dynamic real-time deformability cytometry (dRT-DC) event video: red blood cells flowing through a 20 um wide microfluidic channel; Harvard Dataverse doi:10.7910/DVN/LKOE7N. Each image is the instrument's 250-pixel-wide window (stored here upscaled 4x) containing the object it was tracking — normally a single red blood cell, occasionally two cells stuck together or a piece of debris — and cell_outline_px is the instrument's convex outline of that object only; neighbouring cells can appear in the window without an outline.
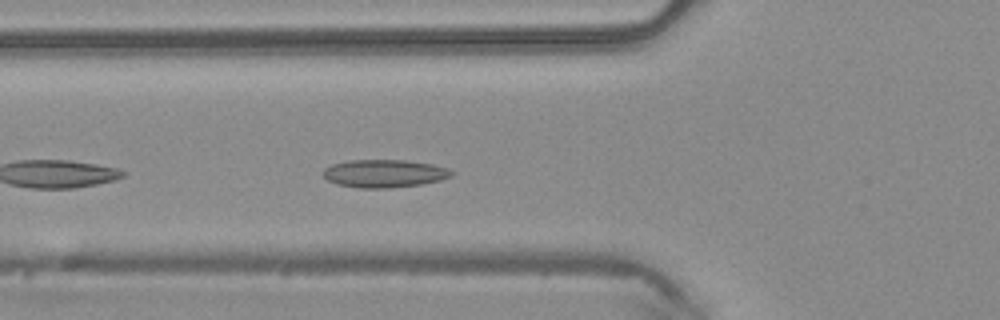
{"species": "common noctule bat (a hibernating species)", "species_latin": "Nyctalus noctula", "temperature_condition": "warm", "stored_images_in_passage": 35, "camera_frame_rate_fps": 3000, "um_per_image_px": 0.085, "animal": {"sex": "male", "body_mass_g": 20.4}, "frame": {"image": 1, "passage_image": 4, "time_ms": 1.0, "image_size_px": [1000, 320], "cell_outline_px": [[456, 172], [452, 176], [440, 180], [420, 184], [392, 188], [360, 188], [336, 184], [328, 180], [324, 176], [324, 168], [332, 164], [348, 160], [404, 160], [432, 164], [448, 168]], "centroid_in_image_um": [32.68, 14.74], "position_along_channel_um": 93.1, "area_um2": 20.92}}
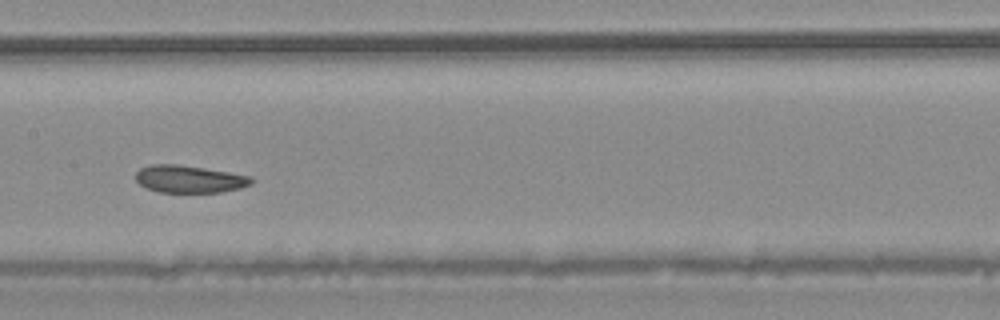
{"frame": {"image": 2, "passage_image": 11, "time_ms": 3.333, "image_size_px": [1000, 320], "cell_outline_px": [[256, 180], [252, 184], [240, 188], [220, 192], [160, 192], [148, 188], [140, 184], [136, 180], [136, 172], [140, 168], [152, 164], [180, 164], [252, 176]], "centroid_in_image_um": [16.13, 15.21], "position_along_channel_um": 191.3, "area_um2": 18.5}}
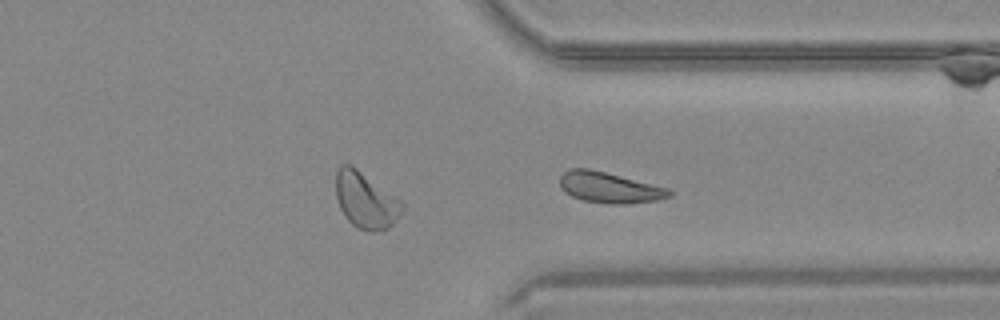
{"frame": {"image": 3, "passage_image": 23, "time_ms": 7.333, "image_size_px": [1000, 320], "cell_outline_px": [[672, 196], [660, 200], [624, 204], [608, 204], [584, 200], [572, 196], [564, 192], [560, 184], [560, 176], [568, 168], [588, 168], [668, 188], [672, 192]], "centroid_in_image_um": [51.79, 15.95], "position_along_channel_um": 359.6, "area_um2": 19.54}, "authors_computed_cell_mechanics": {"area_um2": 19.5364, "velocity_mm_per_s": 4.2037, "shape_relaxation_time_tau1_ms": null, "shape_relaxation_time_tau2_ms": 4.7691, "deformation_change_tau1": null, "deformation_change_tau2": 0.1012}}